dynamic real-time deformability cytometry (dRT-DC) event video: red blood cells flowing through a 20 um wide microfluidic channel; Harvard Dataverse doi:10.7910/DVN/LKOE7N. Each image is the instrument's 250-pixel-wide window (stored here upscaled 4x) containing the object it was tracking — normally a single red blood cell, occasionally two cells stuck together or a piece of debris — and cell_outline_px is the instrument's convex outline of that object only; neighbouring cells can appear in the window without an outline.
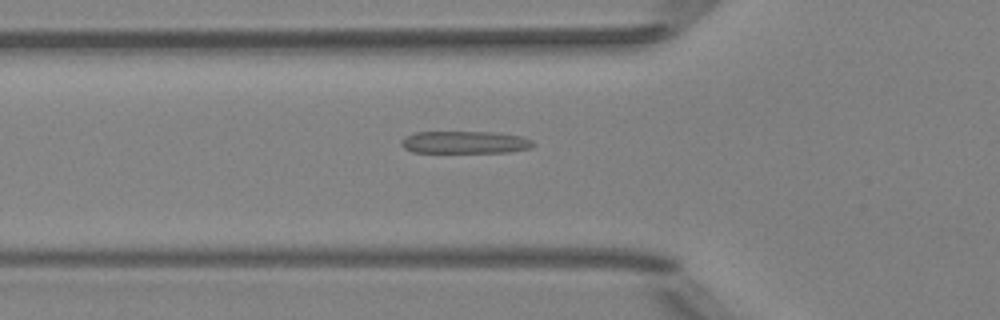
{"species": "Egyptian fruit bat (a non-hibernating species)", "species_latin": "Rousettus aegyptiacus", "temperature_condition": "room temperature", "stored_images_in_passage": 52, "camera_frame_rate_fps": 3000, "um_per_image_px": 0.085, "animal": {"sex": "female"}, "frame": {"image": 1, "passage_image": 18, "time_ms": 5.667, "image_size_px": [1000, 320], "cell_outline_px": [[536, 144], [532, 148], [508, 152], [412, 152], [404, 148], [400, 144], [400, 140], [404, 136], [416, 132], [492, 132], [524, 136], [532, 140]], "centroid_in_image_um": [39.53, 12.09], "position_along_channel_um": 86.3, "area_um2": 17.4}}
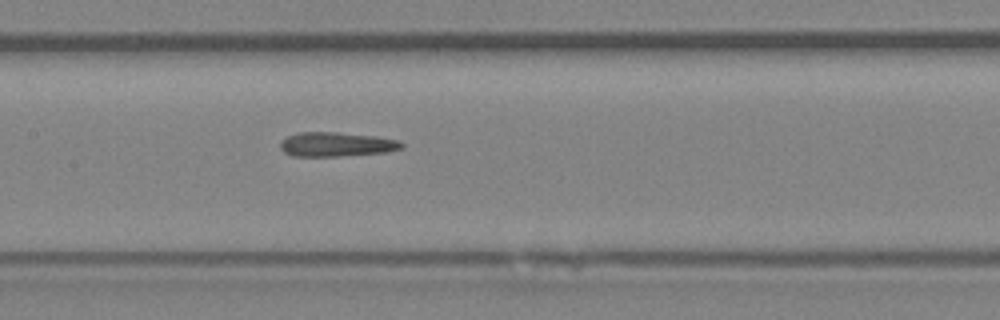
{"frame": {"image": 2, "passage_image": 25, "time_ms": 8.0, "image_size_px": [1000, 320], "cell_outline_px": [[404, 148], [384, 152], [336, 156], [292, 156], [284, 152], [280, 148], [280, 140], [296, 132], [336, 132], [376, 136], [400, 140], [404, 144]], "centroid_in_image_um": [28.58, 12.26], "position_along_channel_um": 178.8, "area_um2": 17.28}}
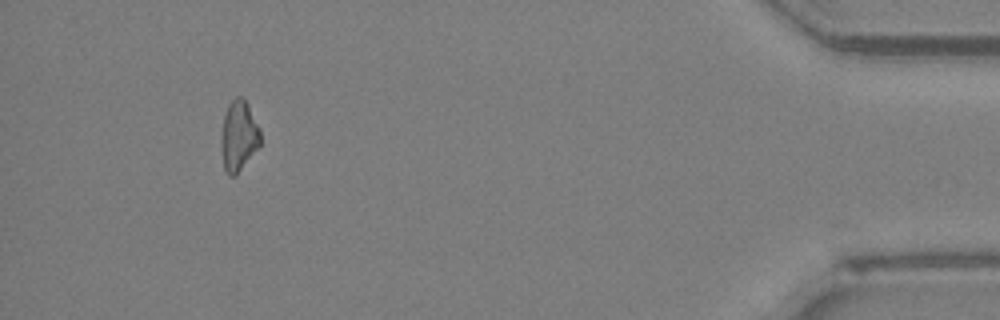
{"frame": {"image": 3, "passage_image": 48, "time_ms": 15.667, "image_size_px": [1000, 320], "cell_outline_px": [[260, 144], [236, 176], [228, 176], [224, 168], [220, 144], [220, 140], [224, 116], [228, 104], [236, 96], [240, 96], [248, 104], [260, 128]], "centroid_in_image_um": [20.27, 11.56], "position_along_channel_um": 414.9, "area_um2": 16.13}, "authors_computed_cell_mechanics": {"area_um2": 17.2533, "velocity_mm_per_s": 3.9673, "shape_relaxation_time_tau1_ms": 5.8532, "shape_relaxation_time_tau2_ms": 4.1725, "deformation_change_tau1": 0.1733, "deformation_change_tau2": 0.1799}}